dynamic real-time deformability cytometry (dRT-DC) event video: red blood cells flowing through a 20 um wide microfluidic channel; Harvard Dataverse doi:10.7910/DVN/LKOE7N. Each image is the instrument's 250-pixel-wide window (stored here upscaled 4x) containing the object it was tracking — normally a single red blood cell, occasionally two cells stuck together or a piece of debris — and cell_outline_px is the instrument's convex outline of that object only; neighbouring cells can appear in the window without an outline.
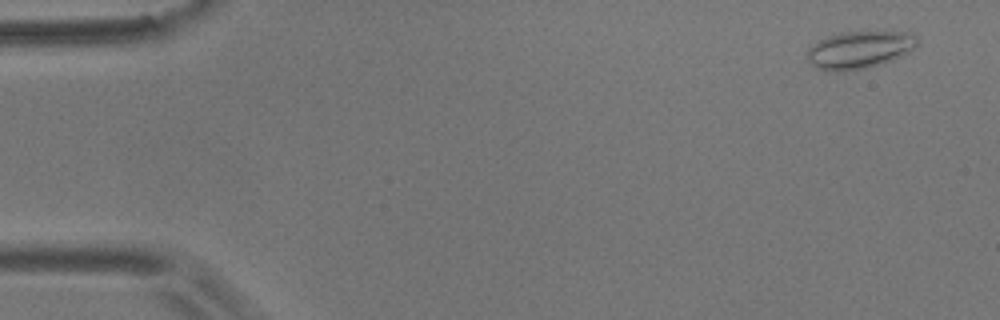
{"species": "common noctule bat (a hibernating species)", "species_latin": "Nyctalus noctula", "temperature_condition": "room temperature", "stored_images_in_passage": 56, "camera_frame_rate_fps": 3000, "um_per_image_px": 0.085, "animal": {"sex": "male", "body_mass_g": 17.9}, "frame": {"image": 1, "passage_image": 3, "time_ms": 0.667, "image_size_px": [1000, 320], "cell_outline_px": [[920, 40], [912, 48], [900, 56], [892, 60], [868, 68], [836, 72], [832, 72], [816, 68], [808, 60], [808, 48], [812, 44], [828, 36], [840, 32], [912, 32]], "centroid_in_image_um": [73.03, 4.23], "position_along_channel_um": 12.0, "area_um2": 23.93}}
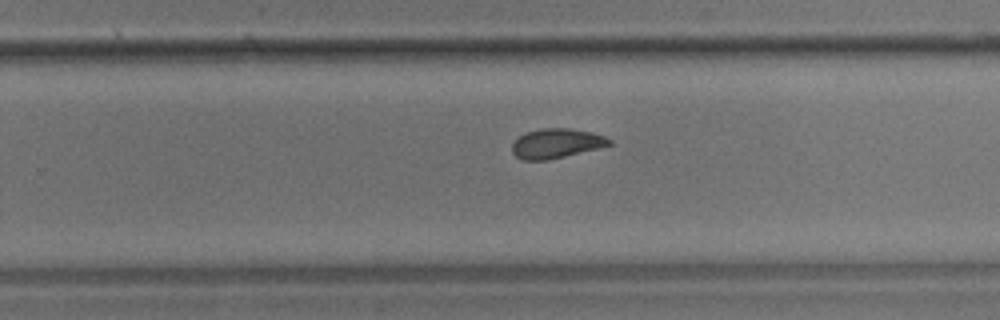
{"frame": {"image": 2, "passage_image": 36, "time_ms": 11.667, "image_size_px": [1000, 320], "cell_outline_px": [[612, 144], [548, 160], [520, 160], [512, 152], [512, 144], [524, 132], [540, 128], [568, 128], [592, 132], [604, 136], [612, 140]], "centroid_in_image_um": [47.25, 12.18], "position_along_channel_um": 282.5, "area_um2": 16.65}}
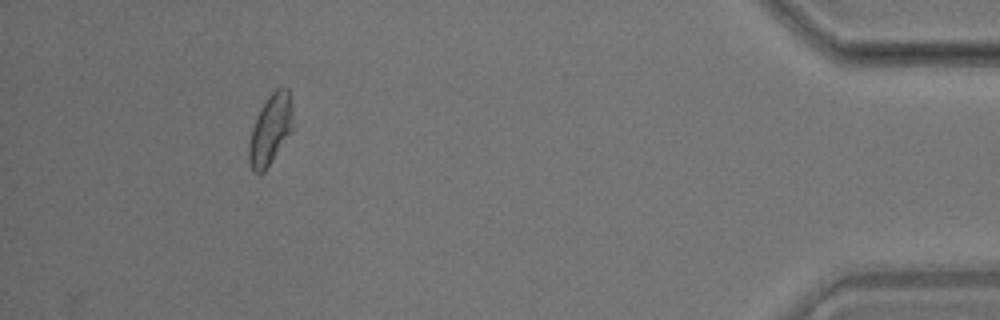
{"frame": {"image": 3, "passage_image": 52, "time_ms": 17.0, "image_size_px": [1000, 320], "cell_outline_px": [[292, 132], [264, 172], [256, 172], [252, 168], [248, 160], [248, 144], [252, 128], [260, 108], [268, 96], [276, 88], [288, 88], [292, 108]], "centroid_in_image_um": [22.98, 11.01], "position_along_channel_um": 412.2, "area_um2": 17.92}, "authors_computed_cell_mechanics": {"area_um2": 17.9469, "velocity_mm_per_s": 3.5443, "shape_relaxation_time_tau1_ms": 6.9201, "shape_relaxation_time_tau2_ms": 2.7467, "deformation_change_tau1": 0.136, "deformation_change_tau2": 0.0781}}